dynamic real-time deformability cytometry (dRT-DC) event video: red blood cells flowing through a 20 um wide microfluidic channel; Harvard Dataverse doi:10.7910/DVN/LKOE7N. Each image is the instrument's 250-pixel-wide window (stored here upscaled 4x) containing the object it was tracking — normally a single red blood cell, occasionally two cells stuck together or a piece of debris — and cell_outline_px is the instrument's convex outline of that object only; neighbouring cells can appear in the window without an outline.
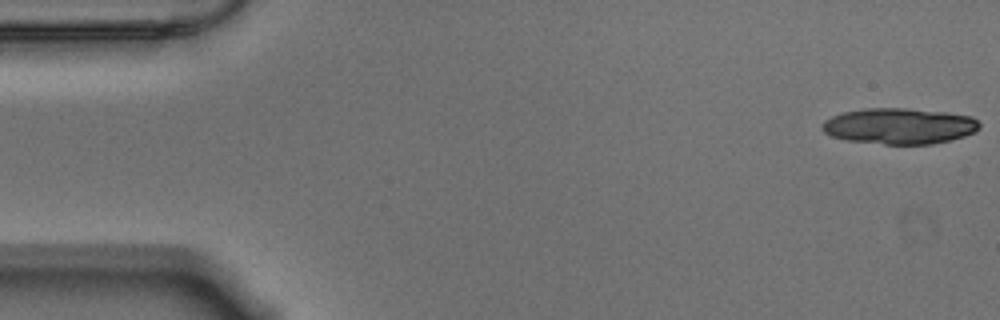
{"species": "Egyptian fruit bat (a non-hibernating species)", "species_latin": "Rousettus aegyptiacus", "temperature_condition": "warm", "stored_images_in_passage": 16, "camera_frame_rate_fps": 3000, "um_per_image_px": 0.085, "animal": {"sex": "male"}, "frame": {"image": 1, "passage_image": 1, "time_ms": 0.0, "image_size_px": [1000, 320], "cell_outline_px": [[980, 128], [976, 132], [964, 136], [932, 144], [884, 144], [848, 140], [832, 136], [824, 132], [820, 128], [824, 120], [832, 116], [844, 112], [864, 108], [904, 108], [948, 112], [972, 116], [980, 124]], "centroid_in_image_um": [76.45, 10.71], "position_along_channel_um": 8.5, "area_um2": 33.0}}